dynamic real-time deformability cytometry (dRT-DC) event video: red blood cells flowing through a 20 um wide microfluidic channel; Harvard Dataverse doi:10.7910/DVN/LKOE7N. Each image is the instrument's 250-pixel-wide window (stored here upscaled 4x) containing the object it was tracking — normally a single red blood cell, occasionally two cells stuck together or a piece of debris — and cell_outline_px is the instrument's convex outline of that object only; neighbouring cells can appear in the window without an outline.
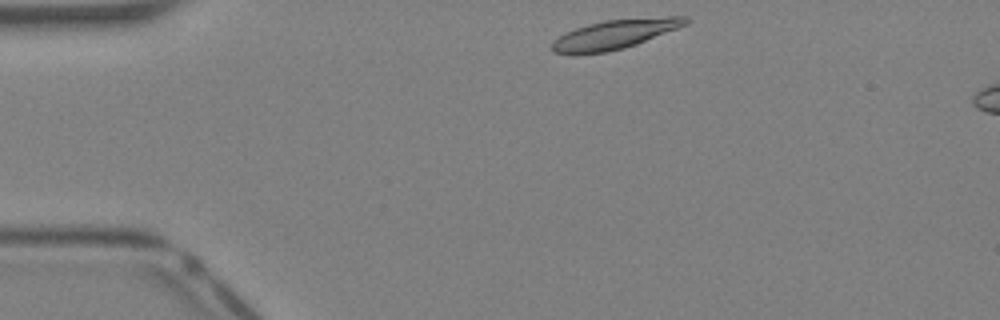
{"species": "Egyptian fruit bat (a non-hibernating species)", "species_latin": "Rousettus aegyptiacus", "temperature_condition": "warm", "stored_images_in_passage": 33, "camera_frame_rate_fps": 3000, "um_per_image_px": 0.085, "animal": {"sex": "female"}, "frame": {"image": 1, "passage_image": 1, "time_ms": 0.0, "image_size_px": [1000, 320], "cell_outline_px": [[688, 24], [636, 44], [624, 48], [604, 52], [572, 56], [552, 52], [552, 40], [576, 28], [588, 24], [604, 20], [668, 16], [684, 16], [688, 20]], "centroid_in_image_um": [52.2, 2.94], "position_along_channel_um": 32.8, "area_um2": 22.89}}
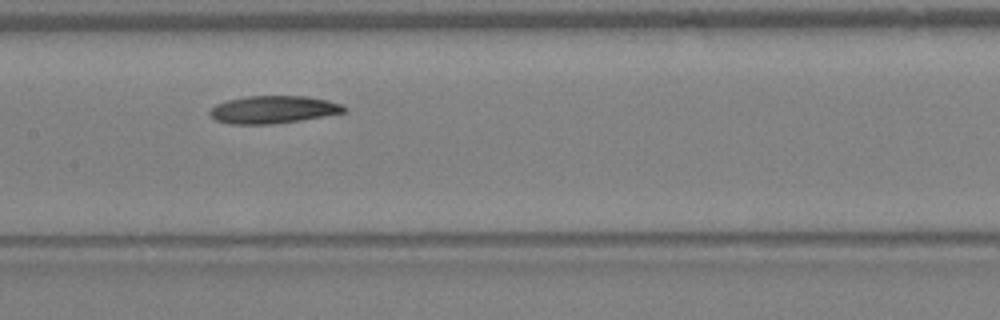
{"frame": {"image": 2, "passage_image": 13, "time_ms": 4.0, "image_size_px": [1000, 320], "cell_outline_px": [[348, 108], [344, 112], [324, 116], [300, 120], [272, 124], [228, 124], [216, 120], [208, 112], [216, 104], [228, 100], [248, 96], [304, 96], [328, 100], [340, 104]], "centroid_in_image_um": [23.22, 9.31], "position_along_channel_um": 184.2, "area_um2": 21.44}}
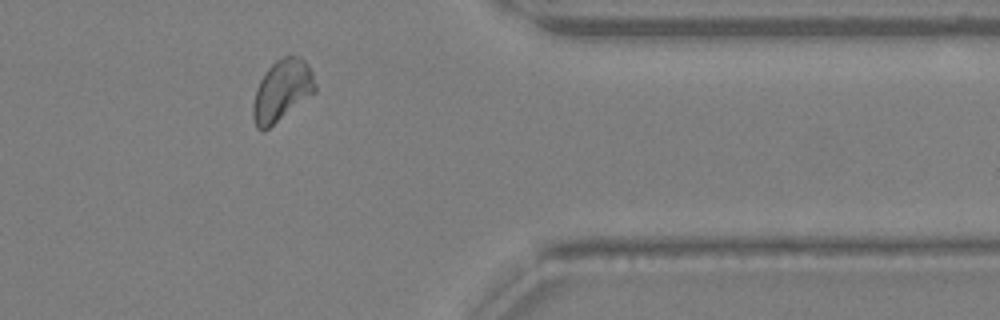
{"frame": {"image": 3, "passage_image": 26, "time_ms": 8.333, "image_size_px": [1000, 320], "cell_outline_px": [[316, 92], [264, 132], [260, 132], [256, 128], [252, 116], [252, 104], [256, 88], [260, 80], [268, 68], [276, 60], [284, 56], [300, 56], [308, 64], [312, 72], [316, 84]], "centroid_in_image_um": [23.95, 7.72], "position_along_channel_um": 387.4, "area_um2": 22.48}}